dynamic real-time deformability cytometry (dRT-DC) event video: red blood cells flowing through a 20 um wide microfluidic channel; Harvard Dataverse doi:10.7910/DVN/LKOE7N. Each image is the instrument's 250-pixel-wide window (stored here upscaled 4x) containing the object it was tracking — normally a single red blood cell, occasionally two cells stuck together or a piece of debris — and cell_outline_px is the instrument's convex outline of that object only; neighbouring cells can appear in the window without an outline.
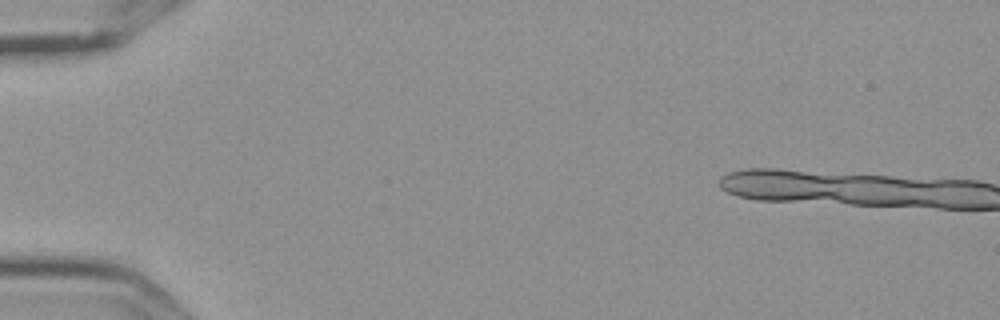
{"species": "Egyptian fruit bat (a non-hibernating species)", "species_latin": "Rousettus aegyptiacus", "temperature_condition": "cold", "stored_images_in_passage": 3, "segment_of_instrument_passage": [2, 2], "camera_frame_rate_fps": 3000, "um_per_image_px": 0.085, "frame": {"image": 1, "passage_image": 2, "time_ms": 0.333, "image_size_px": [1000, 320], "cell_outline_px": [[940, 204], [864, 204], [748, 196], [744, 172], [792, 172], [900, 180], [932, 184]], "centroid_in_image_um": [71.27, 16.04], "position_along_channel_um": 13.7, "area_um2": 34.68}}